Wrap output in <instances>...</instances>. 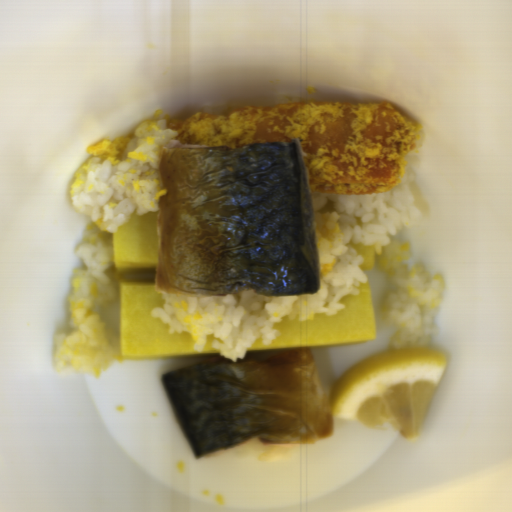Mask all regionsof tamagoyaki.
<instances>
[{
    "mask_svg": "<svg viewBox=\"0 0 512 512\" xmlns=\"http://www.w3.org/2000/svg\"><path fill=\"white\" fill-rule=\"evenodd\" d=\"M115 270L158 274V212L129 216L112 237Z\"/></svg>",
    "mask_w": 512,
    "mask_h": 512,
    "instance_id": "obj_3",
    "label": "tamagoyaki"
},
{
    "mask_svg": "<svg viewBox=\"0 0 512 512\" xmlns=\"http://www.w3.org/2000/svg\"><path fill=\"white\" fill-rule=\"evenodd\" d=\"M347 248L356 249L362 256V262L359 264L361 271H372L377 263L378 255L375 247H367L361 243L349 242Z\"/></svg>",
    "mask_w": 512,
    "mask_h": 512,
    "instance_id": "obj_4",
    "label": "tamagoyaki"
},
{
    "mask_svg": "<svg viewBox=\"0 0 512 512\" xmlns=\"http://www.w3.org/2000/svg\"><path fill=\"white\" fill-rule=\"evenodd\" d=\"M156 280H120L118 284L121 357L126 360H167L220 356L214 343L222 339L207 335L201 352L189 332L170 334L166 323L156 319L152 308H164Z\"/></svg>",
    "mask_w": 512,
    "mask_h": 512,
    "instance_id": "obj_1",
    "label": "tamagoyaki"
},
{
    "mask_svg": "<svg viewBox=\"0 0 512 512\" xmlns=\"http://www.w3.org/2000/svg\"><path fill=\"white\" fill-rule=\"evenodd\" d=\"M359 293L342 296L344 308L327 315L317 313L312 319L296 321L289 315L273 329L279 334L268 346L263 338L256 339L246 349V354L286 351L299 347L320 348L356 343L376 339V324L372 294L368 281L359 285Z\"/></svg>",
    "mask_w": 512,
    "mask_h": 512,
    "instance_id": "obj_2",
    "label": "tamagoyaki"
}]
</instances>
